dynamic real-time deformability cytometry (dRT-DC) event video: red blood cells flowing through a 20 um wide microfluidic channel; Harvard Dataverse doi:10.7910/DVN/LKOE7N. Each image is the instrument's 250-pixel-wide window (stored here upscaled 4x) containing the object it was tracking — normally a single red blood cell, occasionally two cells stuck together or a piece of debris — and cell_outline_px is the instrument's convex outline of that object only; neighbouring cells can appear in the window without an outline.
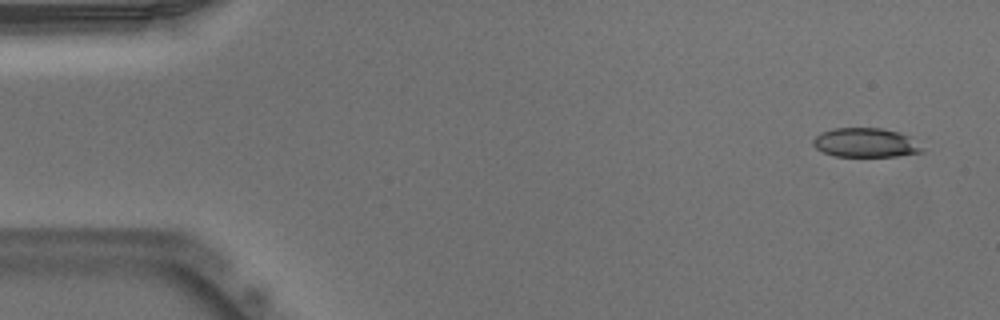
{"species": "Egyptian fruit bat (a non-hibernating species)", "species_latin": "Rousettus aegyptiacus", "temperature_condition": "warm", "stored_images_in_passage": 51, "camera_frame_rate_fps": 3000, "um_per_image_px": 0.085, "animal": {"sex": "male"}, "frame": {"image": 1, "passage_image": 3, "time_ms": 0.667, "image_size_px": [1000, 320], "cell_outline_px": [[924, 152], [896, 156], [836, 156], [824, 152], [816, 148], [812, 144], [812, 140], [820, 132], [832, 128], [880, 128], [900, 132], [908, 136], [924, 148]], "centroid_in_image_um": [73.56, 12.12], "position_along_channel_um": 11.4, "area_um2": 18.55}}
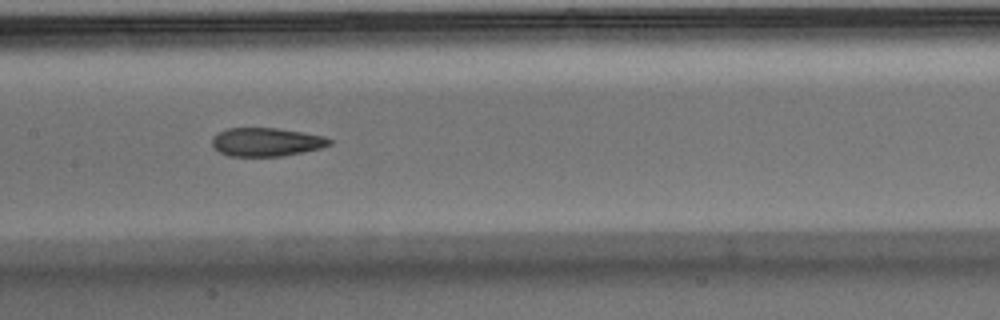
{"frame": {"image": 2, "passage_image": 25, "time_ms": 8.0, "image_size_px": [1000, 320], "cell_outline_px": [[332, 144], [320, 148], [304, 152], [280, 156], [228, 156], [212, 148], [212, 136], [216, 132], [228, 128], [276, 128], [324, 136], [332, 140]], "centroid_in_image_um": [22.59, 12.07], "position_along_channel_um": 184.8, "area_um2": 19.59}}
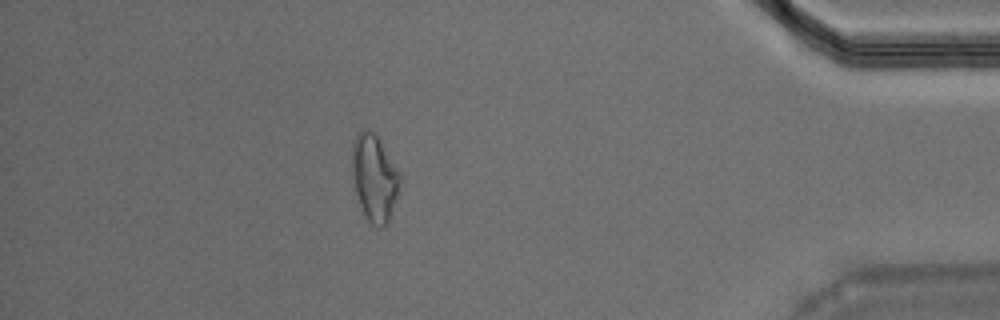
{"frame": {"image": 3, "passage_image": 45, "time_ms": 14.667, "image_size_px": [1000, 320], "cell_outline_px": [[400, 180], [396, 196], [388, 224], [384, 228], [380, 228], [372, 224], [368, 220], [356, 196], [352, 176], [352, 144], [356, 136], [364, 128], [372, 132], [380, 140], [400, 172]], "centroid_in_image_um": [31.81, 15.13], "position_along_channel_um": 403.4, "area_um2": 23.99}, "authors_computed_cell_mechanics": {"area_um2": 20.4034, "velocity_mm_per_s": 3.9542, "shape_relaxation_time_tau1_ms": 8.0256, "shape_relaxation_time_tau2_ms": 1.987, "deformation_change_tau1": 0.2079, "deformation_change_tau2": 0.0991}}